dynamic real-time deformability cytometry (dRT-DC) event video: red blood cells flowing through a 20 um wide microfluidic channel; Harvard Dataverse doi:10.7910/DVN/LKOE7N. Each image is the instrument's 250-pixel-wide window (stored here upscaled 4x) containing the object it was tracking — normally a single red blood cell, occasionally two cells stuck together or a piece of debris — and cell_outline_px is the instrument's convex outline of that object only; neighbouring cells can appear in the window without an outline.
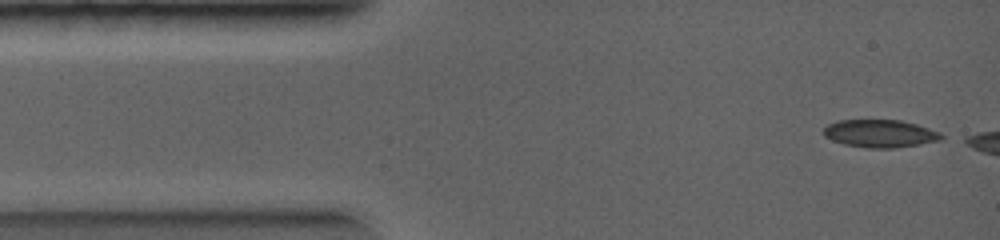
{"species": "common noctule bat (a hibernating species)", "species_latin": "Nyctalus noctula", "temperature_condition": "warm", "stored_images_in_passage": 6, "camera_frame_rate_fps": 5000, "um_per_image_px": 0.085, "animal": {"sex": "female", "body_mass_g": 19.0, "forearm_length_mm": 56.7}, "frame": {"image": 1, "passage_image": 1, "time_ms": 0.0, "image_size_px": [1000, 240], "cell_outline_px": [[948, 136], [940, 140], [920, 144], [896, 148], [868, 148], [844, 144], [832, 140], [824, 136], [824, 128], [828, 124], [836, 120], [900, 120], [916, 124], [940, 132]], "centroid_in_image_um": [74.83, 11.35], "position_along_channel_um": 10.2, "area_um2": 19.13}}